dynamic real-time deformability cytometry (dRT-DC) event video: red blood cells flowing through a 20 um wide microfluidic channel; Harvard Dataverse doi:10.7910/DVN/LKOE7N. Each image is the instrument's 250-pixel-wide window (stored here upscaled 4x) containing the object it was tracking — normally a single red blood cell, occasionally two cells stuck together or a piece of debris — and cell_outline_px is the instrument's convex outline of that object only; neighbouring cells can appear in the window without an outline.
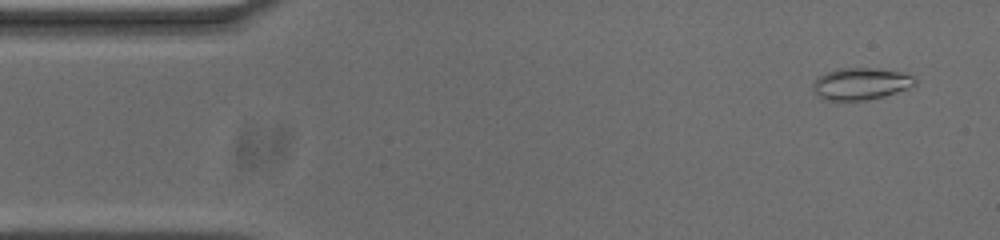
{"species": "common noctule bat (a hibernating species)", "species_latin": "Nyctalus noctula", "temperature_condition": "cold", "stored_images_in_passage": 53, "camera_frame_rate_fps": 3000, "um_per_image_px": 0.085, "animal": {"sex": "male", "body_mass_g": 20.0, "forearm_length_mm": 53.3}, "frame": {"image": 1, "passage_image": 3, "time_ms": 0.667, "image_size_px": [1000, 240], "cell_outline_px": [[916, 84], [908, 88], [884, 96], [864, 100], [824, 100], [816, 96], [812, 88], [812, 84], [816, 76], [840, 68], [876, 68], [900, 72], [912, 76], [916, 80]], "centroid_in_image_um": [73.11, 7.12], "position_along_channel_um": 11.9, "area_um2": 19.02}}
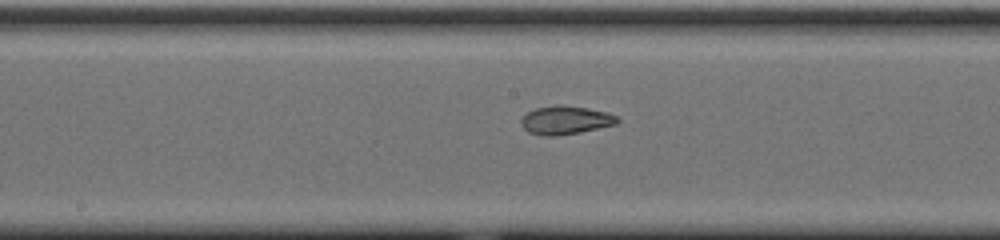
{"frame": {"image": 2, "passage_image": 26, "time_ms": 8.333, "image_size_px": [1000, 240], "cell_outline_px": [[620, 120], [616, 124], [580, 132], [556, 136], [540, 136], [528, 132], [520, 124], [520, 120], [528, 112], [536, 108], [560, 104], [588, 108], [608, 112], [616, 116]], "centroid_in_image_um": [48.05, 10.21], "position_along_channel_um": 200.1, "area_um2": 16.01}}
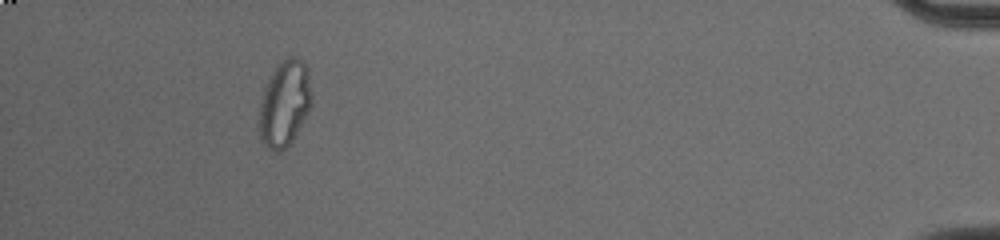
{"frame": {"image": 3, "passage_image": 49, "time_ms": 16.0, "image_size_px": [1000, 240], "cell_outline_px": [[312, 104], [308, 112], [292, 140], [280, 152], [276, 152], [268, 148], [260, 140], [260, 100], [264, 88], [276, 64], [288, 56], [296, 56], [308, 68], [312, 96]], "centroid_in_image_um": [24.2, 8.76], "position_along_channel_um": 411.0, "area_um2": 26.24}, "authors_computed_cell_mechanics": {"area_um2": 17.7446, "velocity_mm_per_s": 3.7014, "shape_relaxation_time_tau1_ms": null, "shape_relaxation_time_tau2_ms": 2.9777, "deformation_change_tau1": null, "deformation_change_tau2": 0.0633}}